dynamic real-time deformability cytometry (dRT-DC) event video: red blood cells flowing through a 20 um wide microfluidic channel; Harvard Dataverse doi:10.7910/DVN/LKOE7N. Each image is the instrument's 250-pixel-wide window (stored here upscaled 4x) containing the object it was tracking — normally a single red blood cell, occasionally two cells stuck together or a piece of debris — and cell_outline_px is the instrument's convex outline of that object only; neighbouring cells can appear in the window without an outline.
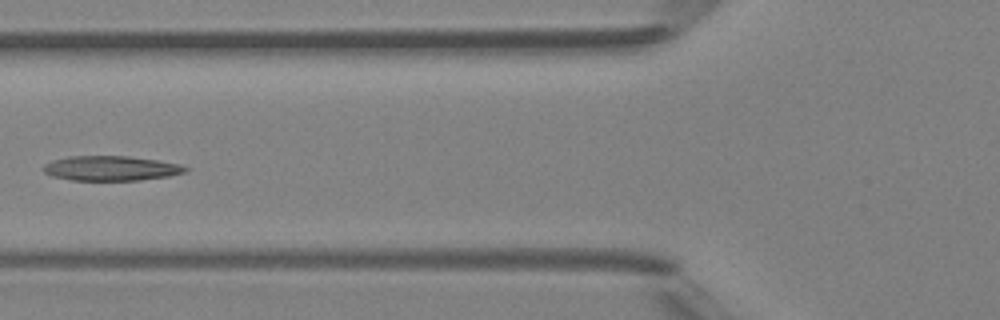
{"species": "Egyptian fruit bat (a non-hibernating species)", "species_latin": "Rousettus aegyptiacus", "temperature_condition": "room temperature", "stored_images_in_passage": 4, "camera_frame_rate_fps": 3000, "um_per_image_px": 0.085, "animal": {"sex": "female"}, "frame": {"image": 1, "passage_image": 4, "time_ms": 3.667, "image_size_px": [1000, 320], "cell_outline_px": [[188, 172], [168, 176], [140, 180], [72, 180], [52, 176], [44, 172], [40, 168], [44, 164], [52, 160], [68, 156], [128, 156], [156, 160], [180, 164], [188, 168]], "centroid_in_image_um": [9.4, 14.3], "position_along_channel_um": 116.4, "area_um2": 20.58}}